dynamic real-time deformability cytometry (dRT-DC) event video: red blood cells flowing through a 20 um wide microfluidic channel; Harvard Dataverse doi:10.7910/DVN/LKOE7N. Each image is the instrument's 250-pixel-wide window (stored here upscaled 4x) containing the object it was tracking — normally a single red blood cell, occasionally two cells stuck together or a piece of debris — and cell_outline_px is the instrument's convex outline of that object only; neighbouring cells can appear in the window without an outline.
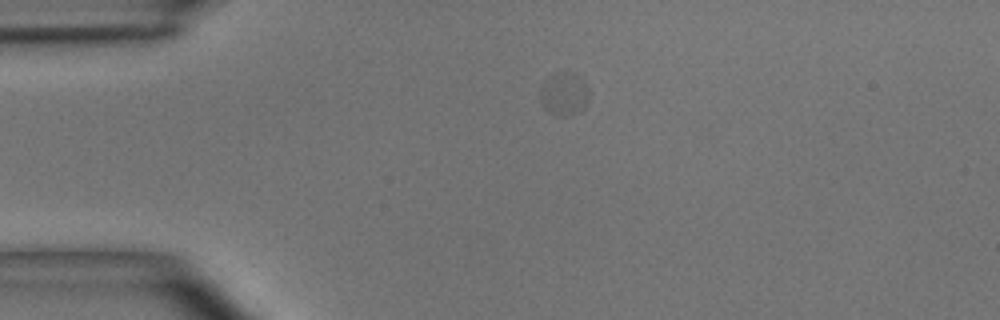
{"species": "common noctule bat (a hibernating species)", "species_latin": "Nyctalus noctula", "temperature_condition": "room temperature", "stored_images_in_passage": 33, "camera_frame_rate_fps": 3000, "um_per_image_px": 0.085, "animal": {"sex": "male", "body_mass_g": 15.6}, "frame": {"image": 1, "passage_image": 1, "time_ms": 0.0, "image_size_px": [1000, 320], "cell_outline_px": [[588, 100], [584, 108], [576, 112], [560, 116], [548, 112], [540, 96], [540, 88], [544, 80], [548, 76], [580, 76], [588, 88]], "centroid_in_image_um": [47.94, 8.03], "position_along_channel_um": 37.1, "area_um2": 11.44}}
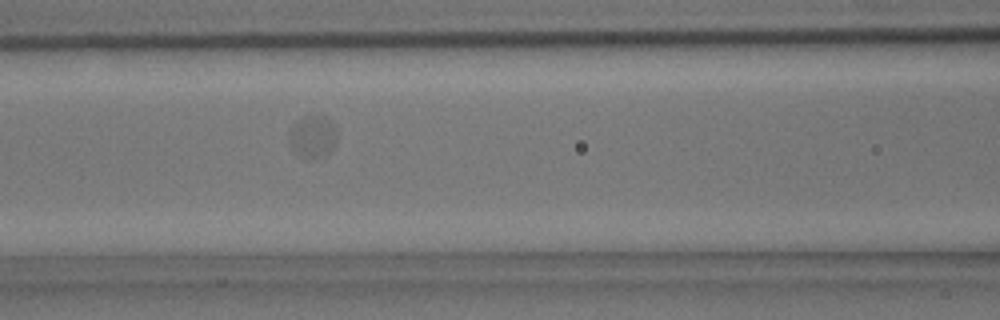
{"frame": {"image": 2, "passage_image": 11, "time_ms": 3.333, "image_size_px": [1000, 320], "cell_outline_px": [[336, 140], [332, 148], [324, 156], [300, 156], [292, 148], [292, 128], [296, 120], [300, 116], [324, 116], [332, 120], [336, 128]], "centroid_in_image_um": [26.64, 11.54], "position_along_channel_um": 140.0, "area_um2": 11.27}}
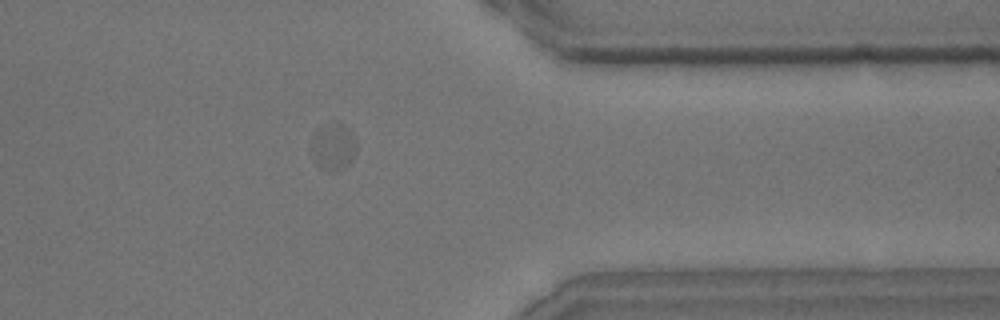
{"frame": {"image": 3, "passage_image": 30, "time_ms": 9.667, "image_size_px": [1000, 320], "cell_outline_px": [[356, 148], [352, 160], [344, 168], [332, 172], [316, 164], [312, 160], [312, 136], [316, 128], [324, 124], [344, 124], [352, 132], [356, 144]], "centroid_in_image_um": [28.31, 12.46], "position_along_channel_um": 383.1, "area_um2": 12.37}}